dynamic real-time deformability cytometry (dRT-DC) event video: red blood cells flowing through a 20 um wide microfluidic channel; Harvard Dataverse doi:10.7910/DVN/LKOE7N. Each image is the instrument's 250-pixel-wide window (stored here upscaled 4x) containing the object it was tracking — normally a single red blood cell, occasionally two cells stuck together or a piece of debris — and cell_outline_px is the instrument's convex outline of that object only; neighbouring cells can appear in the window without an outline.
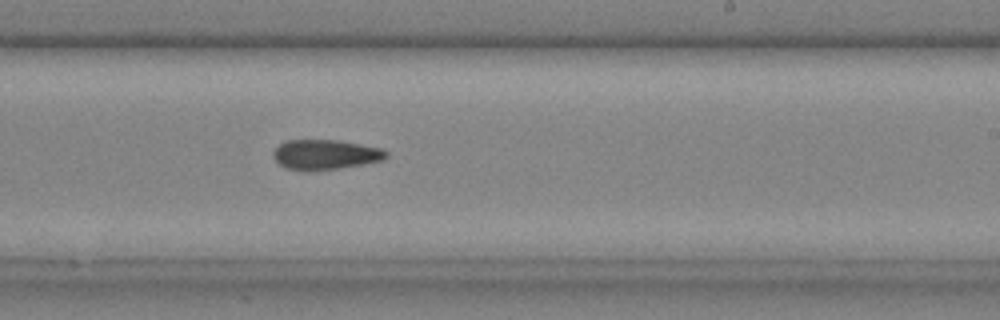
{"species": "common noctule bat (a hibernating species)", "species_latin": "Nyctalus noctula", "temperature_condition": "cold", "stored_images_in_passage": 26, "camera_frame_rate_fps": 3000, "um_per_image_px": 0.085, "animal": {"sex": "male", "body_mass_g": 20.4}, "frame": {"image": 1, "passage_image": 12, "time_ms": 3.667, "image_size_px": [1000, 320], "cell_outline_px": [[388, 156], [384, 160], [336, 168], [308, 172], [288, 168], [280, 164], [272, 156], [272, 152], [280, 144], [288, 140], [340, 140], [384, 148], [388, 152]], "centroid_in_image_um": [27.68, 13.13], "position_along_channel_um": 261.3, "area_um2": 19.77}}